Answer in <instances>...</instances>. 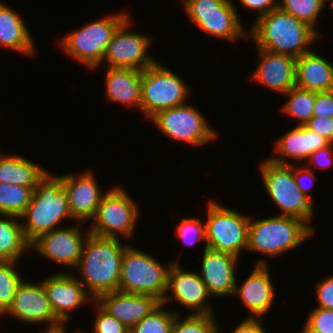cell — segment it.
Wrapping results in <instances>:
<instances>
[{
	"label": "cell",
	"mask_w": 333,
	"mask_h": 333,
	"mask_svg": "<svg viewBox=\"0 0 333 333\" xmlns=\"http://www.w3.org/2000/svg\"><path fill=\"white\" fill-rule=\"evenodd\" d=\"M129 244L119 238L89 234L86 238L79 263L80 271L74 276L83 284L87 293L96 300L99 296L118 290L121 263Z\"/></svg>",
	"instance_id": "6da1fadb"
},
{
	"label": "cell",
	"mask_w": 333,
	"mask_h": 333,
	"mask_svg": "<svg viewBox=\"0 0 333 333\" xmlns=\"http://www.w3.org/2000/svg\"><path fill=\"white\" fill-rule=\"evenodd\" d=\"M253 23L247 31L248 39H252L256 48L295 58L310 52L321 38L310 26L279 7Z\"/></svg>",
	"instance_id": "7a4b0ae2"
},
{
	"label": "cell",
	"mask_w": 333,
	"mask_h": 333,
	"mask_svg": "<svg viewBox=\"0 0 333 333\" xmlns=\"http://www.w3.org/2000/svg\"><path fill=\"white\" fill-rule=\"evenodd\" d=\"M19 218L30 244L42 234L60 228L64 219L72 221L62 179L48 171L34 188L30 204Z\"/></svg>",
	"instance_id": "3957f363"
},
{
	"label": "cell",
	"mask_w": 333,
	"mask_h": 333,
	"mask_svg": "<svg viewBox=\"0 0 333 333\" xmlns=\"http://www.w3.org/2000/svg\"><path fill=\"white\" fill-rule=\"evenodd\" d=\"M314 234L304 221L294 217L274 215L257 220L250 218L247 251L270 258L279 257L300 247Z\"/></svg>",
	"instance_id": "277c9868"
},
{
	"label": "cell",
	"mask_w": 333,
	"mask_h": 333,
	"mask_svg": "<svg viewBox=\"0 0 333 333\" xmlns=\"http://www.w3.org/2000/svg\"><path fill=\"white\" fill-rule=\"evenodd\" d=\"M129 15L125 11L105 15L62 36L57 44L65 54L82 63L86 69H98L113 34Z\"/></svg>",
	"instance_id": "5b68a950"
},
{
	"label": "cell",
	"mask_w": 333,
	"mask_h": 333,
	"mask_svg": "<svg viewBox=\"0 0 333 333\" xmlns=\"http://www.w3.org/2000/svg\"><path fill=\"white\" fill-rule=\"evenodd\" d=\"M259 164L260 176L266 193L281 210L277 215L289 216L304 221L314 232L312 223L315 214L313 198L299 191L293 176V164L284 165L265 158Z\"/></svg>",
	"instance_id": "8992f818"
},
{
	"label": "cell",
	"mask_w": 333,
	"mask_h": 333,
	"mask_svg": "<svg viewBox=\"0 0 333 333\" xmlns=\"http://www.w3.org/2000/svg\"><path fill=\"white\" fill-rule=\"evenodd\" d=\"M172 262L163 264L152 254L129 244L122 258L118 290L126 293L151 295L161 301L167 288V276Z\"/></svg>",
	"instance_id": "52a82bcc"
},
{
	"label": "cell",
	"mask_w": 333,
	"mask_h": 333,
	"mask_svg": "<svg viewBox=\"0 0 333 333\" xmlns=\"http://www.w3.org/2000/svg\"><path fill=\"white\" fill-rule=\"evenodd\" d=\"M141 112L147 120L162 110L187 104L190 88L177 73L156 61L142 71Z\"/></svg>",
	"instance_id": "ba28073f"
},
{
	"label": "cell",
	"mask_w": 333,
	"mask_h": 333,
	"mask_svg": "<svg viewBox=\"0 0 333 333\" xmlns=\"http://www.w3.org/2000/svg\"><path fill=\"white\" fill-rule=\"evenodd\" d=\"M209 200L205 220L206 246L240 258L247 251L251 216Z\"/></svg>",
	"instance_id": "9c48e42d"
},
{
	"label": "cell",
	"mask_w": 333,
	"mask_h": 333,
	"mask_svg": "<svg viewBox=\"0 0 333 333\" xmlns=\"http://www.w3.org/2000/svg\"><path fill=\"white\" fill-rule=\"evenodd\" d=\"M140 216L135 200L124 187L116 185L105 191L89 231L101 237L129 239Z\"/></svg>",
	"instance_id": "30bf717a"
},
{
	"label": "cell",
	"mask_w": 333,
	"mask_h": 333,
	"mask_svg": "<svg viewBox=\"0 0 333 333\" xmlns=\"http://www.w3.org/2000/svg\"><path fill=\"white\" fill-rule=\"evenodd\" d=\"M232 0H187L185 14L191 22L210 36L231 41L248 38V31L240 21L236 2Z\"/></svg>",
	"instance_id": "8fae6325"
},
{
	"label": "cell",
	"mask_w": 333,
	"mask_h": 333,
	"mask_svg": "<svg viewBox=\"0 0 333 333\" xmlns=\"http://www.w3.org/2000/svg\"><path fill=\"white\" fill-rule=\"evenodd\" d=\"M150 121L166 137L192 147L204 146L218 137L202 112L188 102L162 110Z\"/></svg>",
	"instance_id": "7c38bea8"
},
{
	"label": "cell",
	"mask_w": 333,
	"mask_h": 333,
	"mask_svg": "<svg viewBox=\"0 0 333 333\" xmlns=\"http://www.w3.org/2000/svg\"><path fill=\"white\" fill-rule=\"evenodd\" d=\"M24 279L16 289L11 306L1 316L8 315L23 323L44 324V333H54L67 329L54 314L43 283H32Z\"/></svg>",
	"instance_id": "4fadbf2b"
},
{
	"label": "cell",
	"mask_w": 333,
	"mask_h": 333,
	"mask_svg": "<svg viewBox=\"0 0 333 333\" xmlns=\"http://www.w3.org/2000/svg\"><path fill=\"white\" fill-rule=\"evenodd\" d=\"M132 17H128L113 34L104 58L107 67H121L144 70L157 60L148 53L153 43L151 35L133 32ZM148 54V55H147Z\"/></svg>",
	"instance_id": "5bb4252c"
},
{
	"label": "cell",
	"mask_w": 333,
	"mask_h": 333,
	"mask_svg": "<svg viewBox=\"0 0 333 333\" xmlns=\"http://www.w3.org/2000/svg\"><path fill=\"white\" fill-rule=\"evenodd\" d=\"M211 297L198 273L186 271L175 259L172 261L167 276L166 293L161 301L163 305L176 300L187 312L191 311L190 314L212 315L215 312L208 302Z\"/></svg>",
	"instance_id": "9a60e30c"
},
{
	"label": "cell",
	"mask_w": 333,
	"mask_h": 333,
	"mask_svg": "<svg viewBox=\"0 0 333 333\" xmlns=\"http://www.w3.org/2000/svg\"><path fill=\"white\" fill-rule=\"evenodd\" d=\"M76 224L62 226L42 234L30 244V250L36 251L55 264L65 265L70 269L72 267L75 270L82 255L84 242L90 234L89 228L83 232L82 222Z\"/></svg>",
	"instance_id": "2e32d148"
},
{
	"label": "cell",
	"mask_w": 333,
	"mask_h": 333,
	"mask_svg": "<svg viewBox=\"0 0 333 333\" xmlns=\"http://www.w3.org/2000/svg\"><path fill=\"white\" fill-rule=\"evenodd\" d=\"M43 283L48 300L55 316L66 326L71 311L95 300L87 293L83 284L74 276V272H57L40 280ZM92 302V303H91Z\"/></svg>",
	"instance_id": "e0dca14e"
},
{
	"label": "cell",
	"mask_w": 333,
	"mask_h": 333,
	"mask_svg": "<svg viewBox=\"0 0 333 333\" xmlns=\"http://www.w3.org/2000/svg\"><path fill=\"white\" fill-rule=\"evenodd\" d=\"M235 285L234 297H238L248 309L249 316L263 318L271 311L275 303L274 281H272L266 259L256 261L251 273L244 282Z\"/></svg>",
	"instance_id": "ac0fdd59"
},
{
	"label": "cell",
	"mask_w": 333,
	"mask_h": 333,
	"mask_svg": "<svg viewBox=\"0 0 333 333\" xmlns=\"http://www.w3.org/2000/svg\"><path fill=\"white\" fill-rule=\"evenodd\" d=\"M59 177L68 194V205L73 221L82 222L84 225L85 222L91 223L105 194L92 170H86L77 175L75 173L61 174Z\"/></svg>",
	"instance_id": "d6986e66"
},
{
	"label": "cell",
	"mask_w": 333,
	"mask_h": 333,
	"mask_svg": "<svg viewBox=\"0 0 333 333\" xmlns=\"http://www.w3.org/2000/svg\"><path fill=\"white\" fill-rule=\"evenodd\" d=\"M239 259L229 253L204 247L198 274L212 298L233 297Z\"/></svg>",
	"instance_id": "ffe728a7"
},
{
	"label": "cell",
	"mask_w": 333,
	"mask_h": 333,
	"mask_svg": "<svg viewBox=\"0 0 333 333\" xmlns=\"http://www.w3.org/2000/svg\"><path fill=\"white\" fill-rule=\"evenodd\" d=\"M257 49L258 65L250 76L251 81L263 87L280 93L288 92L296 86L295 70L296 58L286 54Z\"/></svg>",
	"instance_id": "44dd1931"
},
{
	"label": "cell",
	"mask_w": 333,
	"mask_h": 333,
	"mask_svg": "<svg viewBox=\"0 0 333 333\" xmlns=\"http://www.w3.org/2000/svg\"><path fill=\"white\" fill-rule=\"evenodd\" d=\"M95 302L129 330L162 304L160 299L151 295L119 290L103 294Z\"/></svg>",
	"instance_id": "7402d4cb"
},
{
	"label": "cell",
	"mask_w": 333,
	"mask_h": 333,
	"mask_svg": "<svg viewBox=\"0 0 333 333\" xmlns=\"http://www.w3.org/2000/svg\"><path fill=\"white\" fill-rule=\"evenodd\" d=\"M275 141L273 150L276 155H272L268 159L284 165H292L287 159L303 163L312 153L329 144L324 137L311 131L305 125H295Z\"/></svg>",
	"instance_id": "603a6c76"
},
{
	"label": "cell",
	"mask_w": 333,
	"mask_h": 333,
	"mask_svg": "<svg viewBox=\"0 0 333 333\" xmlns=\"http://www.w3.org/2000/svg\"><path fill=\"white\" fill-rule=\"evenodd\" d=\"M105 98L107 101L136 107L141 111L142 70L105 67Z\"/></svg>",
	"instance_id": "cb8c5ba5"
},
{
	"label": "cell",
	"mask_w": 333,
	"mask_h": 333,
	"mask_svg": "<svg viewBox=\"0 0 333 333\" xmlns=\"http://www.w3.org/2000/svg\"><path fill=\"white\" fill-rule=\"evenodd\" d=\"M296 86L313 92L333 90V63L314 52L296 58Z\"/></svg>",
	"instance_id": "d4e9b609"
},
{
	"label": "cell",
	"mask_w": 333,
	"mask_h": 333,
	"mask_svg": "<svg viewBox=\"0 0 333 333\" xmlns=\"http://www.w3.org/2000/svg\"><path fill=\"white\" fill-rule=\"evenodd\" d=\"M22 16L0 1V46L32 57L36 46Z\"/></svg>",
	"instance_id": "484cf974"
},
{
	"label": "cell",
	"mask_w": 333,
	"mask_h": 333,
	"mask_svg": "<svg viewBox=\"0 0 333 333\" xmlns=\"http://www.w3.org/2000/svg\"><path fill=\"white\" fill-rule=\"evenodd\" d=\"M49 170L19 155H3L0 150V183L36 187Z\"/></svg>",
	"instance_id": "4316f807"
},
{
	"label": "cell",
	"mask_w": 333,
	"mask_h": 333,
	"mask_svg": "<svg viewBox=\"0 0 333 333\" xmlns=\"http://www.w3.org/2000/svg\"><path fill=\"white\" fill-rule=\"evenodd\" d=\"M29 251L20 218L0 214V261H19Z\"/></svg>",
	"instance_id": "83f0119b"
},
{
	"label": "cell",
	"mask_w": 333,
	"mask_h": 333,
	"mask_svg": "<svg viewBox=\"0 0 333 333\" xmlns=\"http://www.w3.org/2000/svg\"><path fill=\"white\" fill-rule=\"evenodd\" d=\"M282 96L287 100L279 109L297 119L298 126L305 125L313 116L315 92L294 86Z\"/></svg>",
	"instance_id": "f1b7e54d"
},
{
	"label": "cell",
	"mask_w": 333,
	"mask_h": 333,
	"mask_svg": "<svg viewBox=\"0 0 333 333\" xmlns=\"http://www.w3.org/2000/svg\"><path fill=\"white\" fill-rule=\"evenodd\" d=\"M34 188L0 183V214L20 217L30 204Z\"/></svg>",
	"instance_id": "f546056e"
},
{
	"label": "cell",
	"mask_w": 333,
	"mask_h": 333,
	"mask_svg": "<svg viewBox=\"0 0 333 333\" xmlns=\"http://www.w3.org/2000/svg\"><path fill=\"white\" fill-rule=\"evenodd\" d=\"M278 7L310 26L321 38L317 22L325 9V0H278Z\"/></svg>",
	"instance_id": "4dcf8cb0"
},
{
	"label": "cell",
	"mask_w": 333,
	"mask_h": 333,
	"mask_svg": "<svg viewBox=\"0 0 333 333\" xmlns=\"http://www.w3.org/2000/svg\"><path fill=\"white\" fill-rule=\"evenodd\" d=\"M18 261H0V319L11 306L16 289L24 278L17 270Z\"/></svg>",
	"instance_id": "1f68e13d"
},
{
	"label": "cell",
	"mask_w": 333,
	"mask_h": 333,
	"mask_svg": "<svg viewBox=\"0 0 333 333\" xmlns=\"http://www.w3.org/2000/svg\"><path fill=\"white\" fill-rule=\"evenodd\" d=\"M180 311L166 310L161 304L150 315L129 330V333H171L172 326Z\"/></svg>",
	"instance_id": "d6a6232c"
},
{
	"label": "cell",
	"mask_w": 333,
	"mask_h": 333,
	"mask_svg": "<svg viewBox=\"0 0 333 333\" xmlns=\"http://www.w3.org/2000/svg\"><path fill=\"white\" fill-rule=\"evenodd\" d=\"M182 318L180 314H176L171 333H220L221 326L215 319V314H189Z\"/></svg>",
	"instance_id": "836d02e7"
},
{
	"label": "cell",
	"mask_w": 333,
	"mask_h": 333,
	"mask_svg": "<svg viewBox=\"0 0 333 333\" xmlns=\"http://www.w3.org/2000/svg\"><path fill=\"white\" fill-rule=\"evenodd\" d=\"M175 236L186 246H194L198 242H204L206 246L205 221L199 218H182L174 231Z\"/></svg>",
	"instance_id": "e575fe53"
},
{
	"label": "cell",
	"mask_w": 333,
	"mask_h": 333,
	"mask_svg": "<svg viewBox=\"0 0 333 333\" xmlns=\"http://www.w3.org/2000/svg\"><path fill=\"white\" fill-rule=\"evenodd\" d=\"M307 317L300 333H333V309L315 307Z\"/></svg>",
	"instance_id": "d590c367"
},
{
	"label": "cell",
	"mask_w": 333,
	"mask_h": 333,
	"mask_svg": "<svg viewBox=\"0 0 333 333\" xmlns=\"http://www.w3.org/2000/svg\"><path fill=\"white\" fill-rule=\"evenodd\" d=\"M95 305V306H94ZM96 313L94 315L93 333H129V329L119 322L114 316L109 315L95 301L93 302Z\"/></svg>",
	"instance_id": "8d00e7d4"
},
{
	"label": "cell",
	"mask_w": 333,
	"mask_h": 333,
	"mask_svg": "<svg viewBox=\"0 0 333 333\" xmlns=\"http://www.w3.org/2000/svg\"><path fill=\"white\" fill-rule=\"evenodd\" d=\"M314 172L315 171L313 169L308 168L305 164L304 168L303 165L300 166L297 164H293V176L297 187L300 192H302L306 197L310 198L314 196H312V194H309V192L307 191H309L316 182V176L314 175Z\"/></svg>",
	"instance_id": "74e56055"
},
{
	"label": "cell",
	"mask_w": 333,
	"mask_h": 333,
	"mask_svg": "<svg viewBox=\"0 0 333 333\" xmlns=\"http://www.w3.org/2000/svg\"><path fill=\"white\" fill-rule=\"evenodd\" d=\"M317 306L325 309H333V275L318 281L315 284Z\"/></svg>",
	"instance_id": "f35d334b"
},
{
	"label": "cell",
	"mask_w": 333,
	"mask_h": 333,
	"mask_svg": "<svg viewBox=\"0 0 333 333\" xmlns=\"http://www.w3.org/2000/svg\"><path fill=\"white\" fill-rule=\"evenodd\" d=\"M305 164L308 168L327 169L333 165V143H329L323 148L312 153ZM310 165V166H309Z\"/></svg>",
	"instance_id": "ab89813d"
},
{
	"label": "cell",
	"mask_w": 333,
	"mask_h": 333,
	"mask_svg": "<svg viewBox=\"0 0 333 333\" xmlns=\"http://www.w3.org/2000/svg\"><path fill=\"white\" fill-rule=\"evenodd\" d=\"M313 116L333 118V90L315 92Z\"/></svg>",
	"instance_id": "60d3db41"
},
{
	"label": "cell",
	"mask_w": 333,
	"mask_h": 333,
	"mask_svg": "<svg viewBox=\"0 0 333 333\" xmlns=\"http://www.w3.org/2000/svg\"><path fill=\"white\" fill-rule=\"evenodd\" d=\"M305 126L333 143V118L312 116Z\"/></svg>",
	"instance_id": "b9f144b4"
},
{
	"label": "cell",
	"mask_w": 333,
	"mask_h": 333,
	"mask_svg": "<svg viewBox=\"0 0 333 333\" xmlns=\"http://www.w3.org/2000/svg\"><path fill=\"white\" fill-rule=\"evenodd\" d=\"M243 8L254 10L256 19L278 8V0H239Z\"/></svg>",
	"instance_id": "7bdbcfd3"
},
{
	"label": "cell",
	"mask_w": 333,
	"mask_h": 333,
	"mask_svg": "<svg viewBox=\"0 0 333 333\" xmlns=\"http://www.w3.org/2000/svg\"><path fill=\"white\" fill-rule=\"evenodd\" d=\"M262 321L263 318L245 317L235 326L232 333H268Z\"/></svg>",
	"instance_id": "ee69618b"
},
{
	"label": "cell",
	"mask_w": 333,
	"mask_h": 333,
	"mask_svg": "<svg viewBox=\"0 0 333 333\" xmlns=\"http://www.w3.org/2000/svg\"><path fill=\"white\" fill-rule=\"evenodd\" d=\"M327 3L330 4V7L333 9V0H325V5H327Z\"/></svg>",
	"instance_id": "f6af8a7d"
},
{
	"label": "cell",
	"mask_w": 333,
	"mask_h": 333,
	"mask_svg": "<svg viewBox=\"0 0 333 333\" xmlns=\"http://www.w3.org/2000/svg\"><path fill=\"white\" fill-rule=\"evenodd\" d=\"M41 333H44L43 330L41 331ZM54 333H67V330H62V331H59V332H54Z\"/></svg>",
	"instance_id": "bcb514c9"
}]
</instances>
